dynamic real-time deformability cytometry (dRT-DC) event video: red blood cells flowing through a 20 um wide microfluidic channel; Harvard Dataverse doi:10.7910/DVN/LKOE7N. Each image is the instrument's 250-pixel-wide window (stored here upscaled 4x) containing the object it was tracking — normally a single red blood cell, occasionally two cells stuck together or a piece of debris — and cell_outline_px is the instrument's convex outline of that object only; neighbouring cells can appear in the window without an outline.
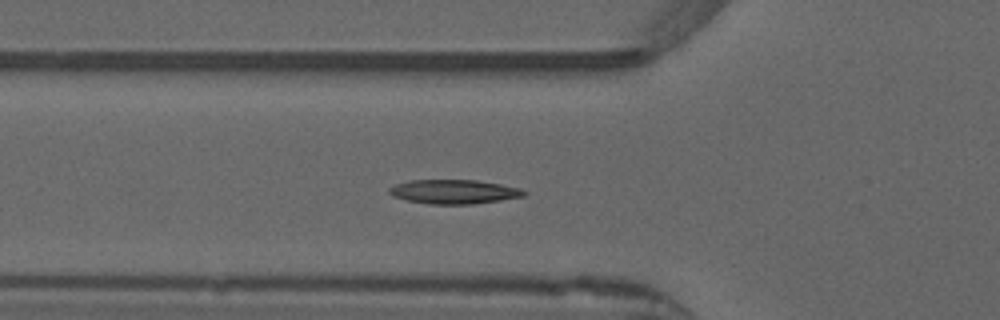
{"species": "common noctule bat (a hibernating species)", "species_latin": "Nyctalus noctula", "temperature_condition": "warm", "stored_images_in_passage": 46, "camera_frame_rate_fps": 3000, "um_per_image_px": 0.085, "animal": {"sex": "male", "forearm_length_mm": 52.5}, "frame": {"image": 1, "passage_image": 17, "time_ms": 5.333, "image_size_px": [1000, 320], "cell_outline_px": [[528, 192], [524, 196], [500, 200], [472, 204], [428, 204], [408, 200], [392, 196], [388, 192], [388, 188], [396, 184], [408, 180], [476, 180], [500, 184], [520, 188]], "centroid_in_image_um": [38.57, 16.29], "position_along_channel_um": 87.2, "area_um2": 18.96}, "authors_computed_cell_mechanics": {"area_um2": 18.3515, "velocity_mm_per_s": 3.8687, "shape_relaxation_time_tau1_ms": 5.017, "shape_relaxation_time_tau2_ms": 5.5506, "deformation_change_tau1": 0.1503, "deformation_change_tau2": 0.0973}}